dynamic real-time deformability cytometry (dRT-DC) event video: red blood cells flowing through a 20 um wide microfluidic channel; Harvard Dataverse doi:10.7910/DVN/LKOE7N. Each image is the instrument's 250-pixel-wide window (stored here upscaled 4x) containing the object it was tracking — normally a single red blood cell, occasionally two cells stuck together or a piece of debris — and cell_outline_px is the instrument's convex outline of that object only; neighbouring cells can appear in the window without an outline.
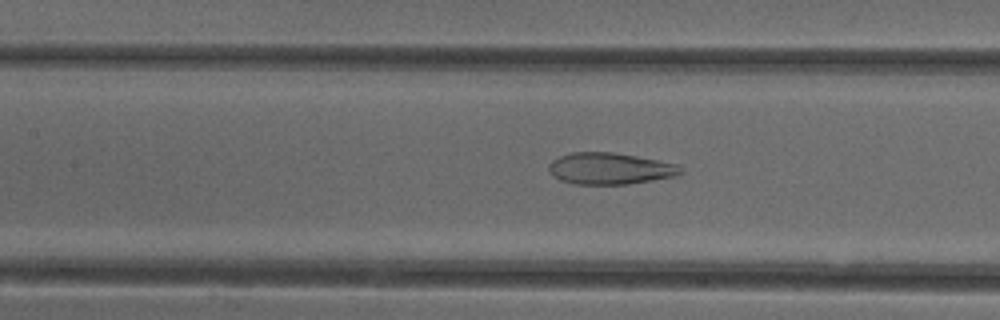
{"species": "common noctule bat (a hibernating species)", "species_latin": "Nyctalus noctula", "temperature_condition": "cold", "stored_images_in_passage": 40, "camera_frame_rate_fps": 3000, "um_per_image_px": 0.085, "animal": {"sex": "female"}, "frame": {"image": 1, "passage_image": 10, "time_ms": 3.0, "image_size_px": [1000, 320], "cell_outline_px": [[684, 172], [680, 176], [628, 184], [576, 184], [560, 180], [552, 176], [548, 172], [548, 164], [552, 160], [560, 156], [572, 152], [616, 152], [680, 164]], "centroid_in_image_um": [51.89, 14.32], "position_along_channel_um": 155.5, "area_um2": 24.74}}
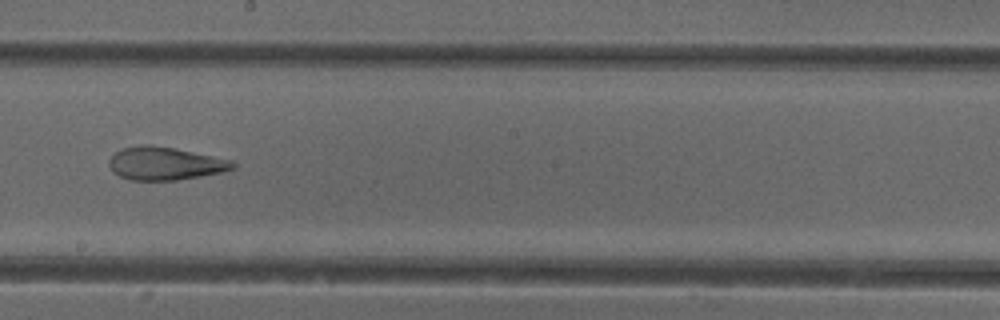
{"frame": {"image": 2, "passage_image": 16, "time_ms": 5.0, "image_size_px": [1000, 320], "cell_outline_px": [[236, 168], [220, 172], [200, 176], [176, 180], [132, 180], [120, 176], [112, 172], [108, 164], [108, 160], [120, 148], [140, 144], [148, 144], [172, 148], [232, 160], [236, 164]], "centroid_in_image_um": [13.98, 13.89], "position_along_channel_um": 234.2, "area_um2": 23.7}}
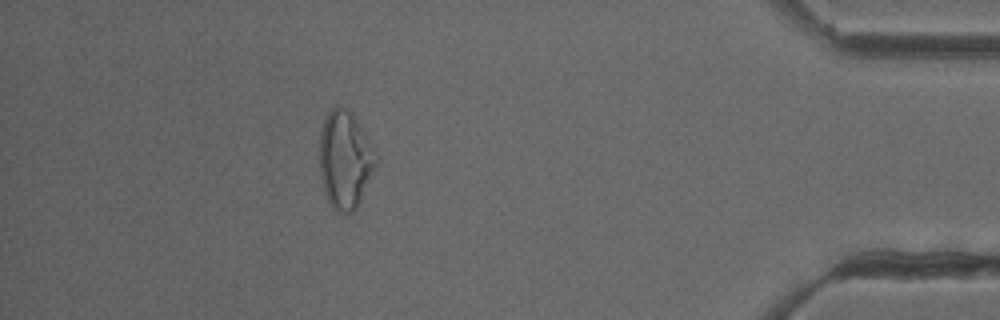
{"frame": {"image": 3, "passage_image": 33, "time_ms": 10.667, "image_size_px": [1000, 320], "cell_outline_px": [[376, 164], [356, 208], [352, 212], [340, 212], [332, 208], [328, 200], [320, 176], [320, 132], [324, 120], [328, 112], [332, 108], [348, 108], [352, 112], [372, 148], [376, 156]], "centroid_in_image_um": [29.29, 13.58], "position_along_channel_um": 405.9, "area_um2": 31.21}, "authors_computed_cell_mechanics": {"area_um2": 26.877, "velocity_mm_per_s": 3.9451, "shape_relaxation_time_tau1_ms": null, "shape_relaxation_time_tau2_ms": 2.0126, "deformation_change_tau1": null, "deformation_change_tau2": 0.0979}}